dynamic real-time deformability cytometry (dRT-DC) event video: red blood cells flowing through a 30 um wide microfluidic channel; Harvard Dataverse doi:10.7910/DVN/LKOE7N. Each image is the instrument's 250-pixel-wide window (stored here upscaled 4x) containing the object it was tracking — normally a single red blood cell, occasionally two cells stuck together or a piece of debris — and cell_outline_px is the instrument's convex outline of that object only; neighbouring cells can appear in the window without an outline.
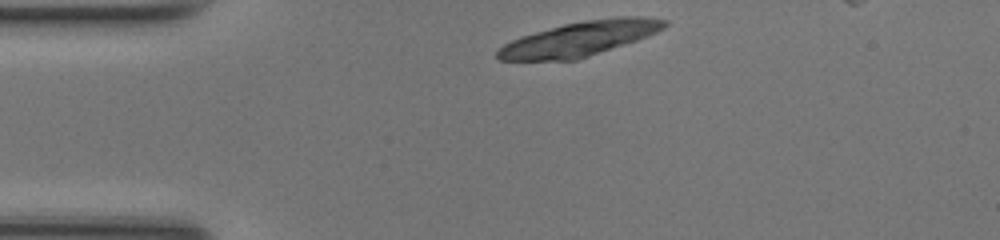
{"species": "common noctule bat (a hibernating species)", "species_latin": "Nyctalus noctula", "temperature_condition": "room temperature", "stored_images_in_passage": 17, "camera_frame_rate_fps": 3000, "um_per_image_px": 0.085, "animal": {"sex": "female", "body_mass_g": 17.0, "forearm_length_mm": 48.0}, "frame": {"image": 1, "passage_image": 1, "time_ms": 0.0, "image_size_px": [1000, 240], "cell_outline_px": [[668, 24], [664, 28], [656, 32], [636, 40], [576, 60], [500, 60], [496, 56], [496, 52], [504, 44], [512, 40], [536, 32], [564, 24], [584, 20], [616, 16], [640, 16], [668, 20]], "centroid_in_image_um": [49.3, 3.28], "position_along_channel_um": 35.7, "area_um2": 33.12}}